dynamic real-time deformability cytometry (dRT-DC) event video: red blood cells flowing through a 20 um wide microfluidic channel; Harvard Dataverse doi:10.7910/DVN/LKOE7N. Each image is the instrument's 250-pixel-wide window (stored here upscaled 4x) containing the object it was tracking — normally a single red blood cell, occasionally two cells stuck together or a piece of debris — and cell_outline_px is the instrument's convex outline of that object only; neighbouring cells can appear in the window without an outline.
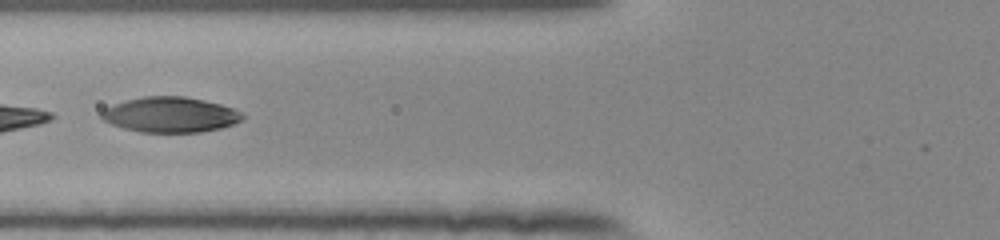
{"species": "human", "species_latin": "Homo sapiens", "temperature_condition": "room temperature", "stored_images_in_passage": 53, "segment_of_instrument_passage": [2, 2], "camera_frame_rate_fps": 3000, "um_per_image_px": 0.085, "donor": {"sex": "female"}, "frame": {"image": 1, "passage_image": 23, "time_ms": 7.333, "image_size_px": [1000, 240], "cell_outline_px": [[244, 120], [220, 128], [200, 132], [140, 132], [124, 128], [112, 124], [104, 120], [100, 116], [100, 112], [104, 108], [128, 100], [144, 96], [184, 96], [204, 100], [220, 104], [232, 108], [240, 112], [244, 116]], "centroid_in_image_um": [14.48, 9.75], "position_along_channel_um": 111.3, "area_um2": 28.84}}
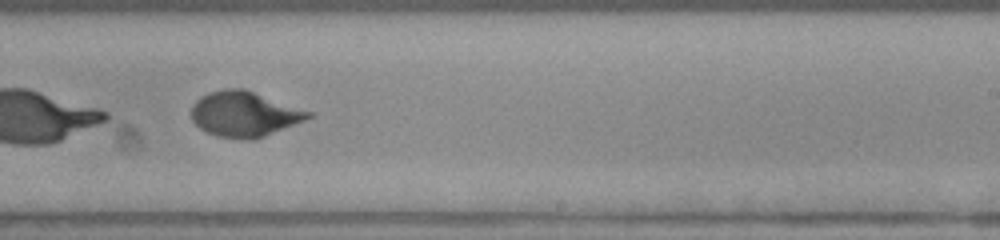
{"frame": {"image": 2, "passage_image": 35, "time_ms": 11.333, "image_size_px": [1000, 240], "cell_outline_px": [[312, 116], [304, 120], [264, 136], [252, 140], [248, 140], [216, 136], [200, 128], [192, 120], [192, 104], [200, 96], [208, 92], [224, 88], [244, 88], [312, 112]], "centroid_in_image_um": [20.73, 9.68], "position_along_channel_um": 268.3, "area_um2": 30.69}}
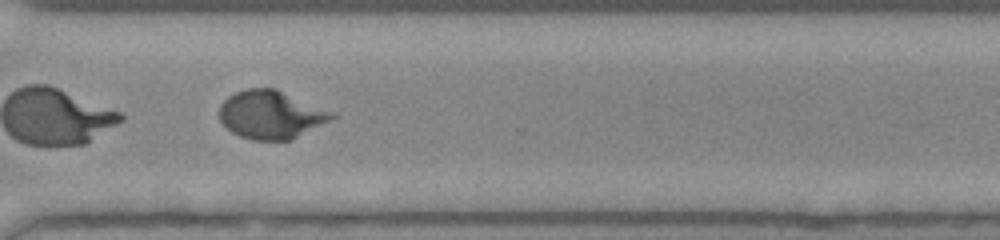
{"frame": {"image": 3, "passage_image": 41, "time_ms": 13.333, "image_size_px": [1000, 240], "cell_outline_px": [[336, 116], [332, 120], [292, 140], [252, 140], [240, 136], [232, 132], [220, 120], [220, 104], [228, 96], [236, 92], [248, 88], [276, 88], [336, 112]], "centroid_in_image_um": [23.08, 9.74], "position_along_channel_um": 347.5, "area_um2": 31.91}}